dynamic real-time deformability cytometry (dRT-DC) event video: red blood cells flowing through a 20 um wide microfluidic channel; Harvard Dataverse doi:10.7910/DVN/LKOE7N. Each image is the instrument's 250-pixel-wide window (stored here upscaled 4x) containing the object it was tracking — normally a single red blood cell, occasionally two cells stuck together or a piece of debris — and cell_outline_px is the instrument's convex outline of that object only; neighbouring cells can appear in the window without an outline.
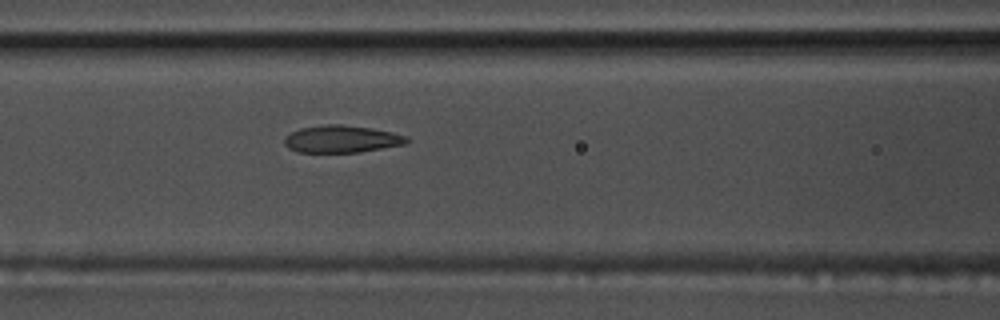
{"species": "common noctule bat (a hibernating species)", "species_latin": "Nyctalus noctula", "temperature_condition": "warm", "stored_images_in_passage": 56, "camera_frame_rate_fps": 3000, "um_per_image_px": 0.085, "animal": {"sex": "male", "body_mass_g": 17.5, "forearm_length_mm": 52.3}, "frame": {"image": 1, "passage_image": 24, "time_ms": 7.667, "image_size_px": [1000, 320], "cell_outline_px": [[408, 144], [360, 152], [296, 152], [288, 148], [284, 144], [284, 136], [300, 128], [324, 124], [340, 124], [372, 128], [392, 132], [408, 136]], "centroid_in_image_um": [29.04, 11.82], "position_along_channel_um": 137.6, "area_um2": 19.65}}
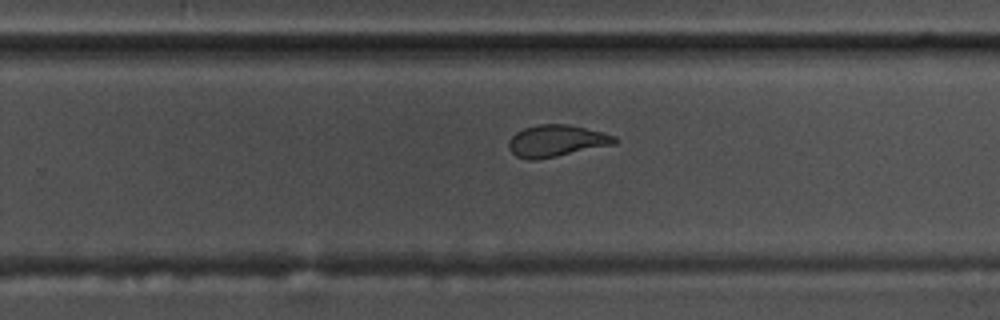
{"frame": {"image": 2, "passage_image": 36, "time_ms": 11.667, "image_size_px": [1000, 320], "cell_outline_px": [[616, 144], [556, 156], [532, 160], [528, 160], [516, 156], [508, 148], [508, 140], [516, 132], [524, 128], [536, 124], [568, 124], [616, 136]], "centroid_in_image_um": [47.26, 11.97], "position_along_channel_um": 282.5, "area_um2": 19.48}}
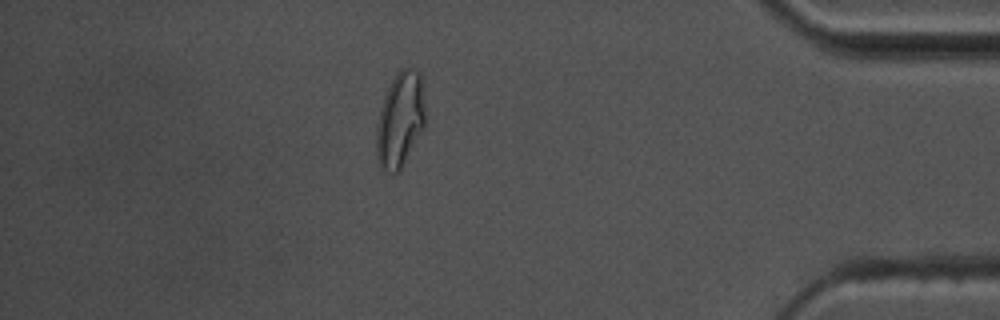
{"frame": {"image": 3, "passage_image": 49, "time_ms": 16.0, "image_size_px": [1000, 320], "cell_outline_px": [[424, 128], [400, 172], [392, 172], [380, 168], [376, 160], [376, 128], [380, 108], [384, 96], [396, 72], [400, 68], [408, 68], [420, 72], [424, 104]], "centroid_in_image_um": [33.99, 10.21], "position_along_channel_um": 401.2, "area_um2": 27.22}, "authors_computed_cell_mechanics": {"area_um2": 20.4034, "velocity_mm_per_s": 3.6389, "shape_relaxation_time_tau1_ms": 5.4851, "shape_relaxation_time_tau2_ms": 1.3006, "deformation_change_tau1": 0.1945, "deformation_change_tau2": 0.0799}}